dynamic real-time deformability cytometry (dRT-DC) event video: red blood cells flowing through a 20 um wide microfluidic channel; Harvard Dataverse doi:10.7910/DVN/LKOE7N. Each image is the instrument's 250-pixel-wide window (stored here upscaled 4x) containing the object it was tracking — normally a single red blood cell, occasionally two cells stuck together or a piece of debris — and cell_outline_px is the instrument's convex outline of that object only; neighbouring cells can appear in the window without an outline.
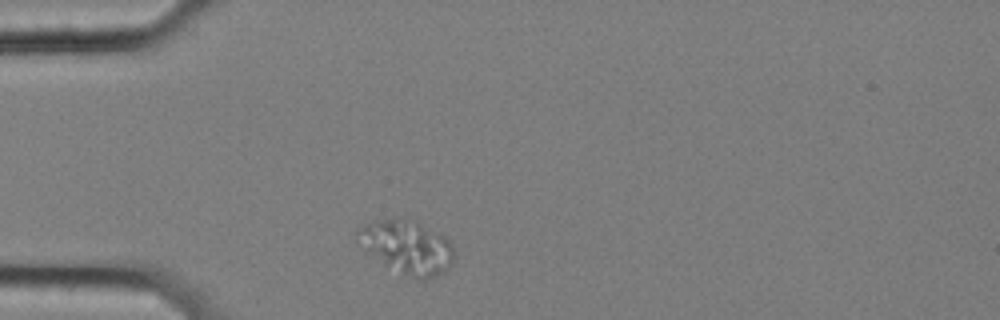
{"species": "common noctule bat (a hibernating species)", "species_latin": "Nyctalus noctula", "temperature_condition": "cold", "stored_images_in_passage": 9, "camera_frame_rate_fps": 3000, "um_per_image_px": 0.085, "animal": {"sex": "female", "body_mass_g": 25.1}, "frame": {"image": 1, "passage_image": 1, "time_ms": 0.0, "image_size_px": [1000, 320], "cell_outline_px": [[452, 264], [444, 272], [424, 280], [420, 280], [400, 276], [384, 264], [368, 248], [356, 232], [364, 224], [376, 220], [404, 216], [416, 220], [444, 236], [452, 244]], "centroid_in_image_um": [34.67, 20.99], "position_along_channel_um": 50.3, "area_um2": 29.82}}
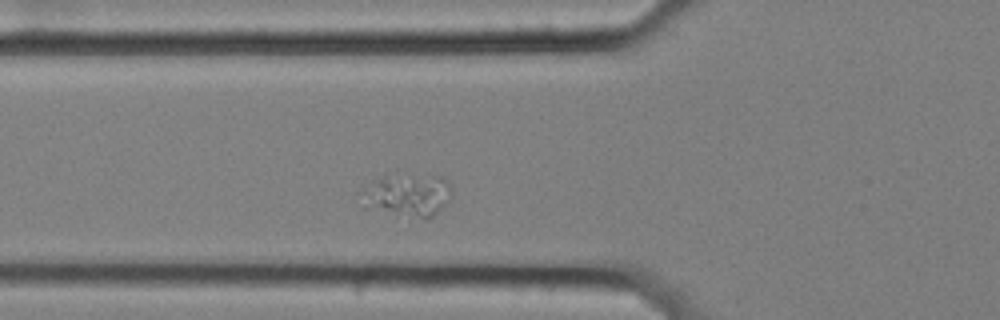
{"frame": {"image": 2, "passage_image": 6, "time_ms": 1.667, "image_size_px": [1000, 320], "cell_outline_px": [[452, 200], [448, 204], [428, 220], [364, 208], [356, 192], [360, 188], [372, 180], [384, 176], [440, 176], [448, 180], [452, 188]], "centroid_in_image_um": [34.6, 16.61], "position_along_channel_um": 91.2, "area_um2": 23.29}}